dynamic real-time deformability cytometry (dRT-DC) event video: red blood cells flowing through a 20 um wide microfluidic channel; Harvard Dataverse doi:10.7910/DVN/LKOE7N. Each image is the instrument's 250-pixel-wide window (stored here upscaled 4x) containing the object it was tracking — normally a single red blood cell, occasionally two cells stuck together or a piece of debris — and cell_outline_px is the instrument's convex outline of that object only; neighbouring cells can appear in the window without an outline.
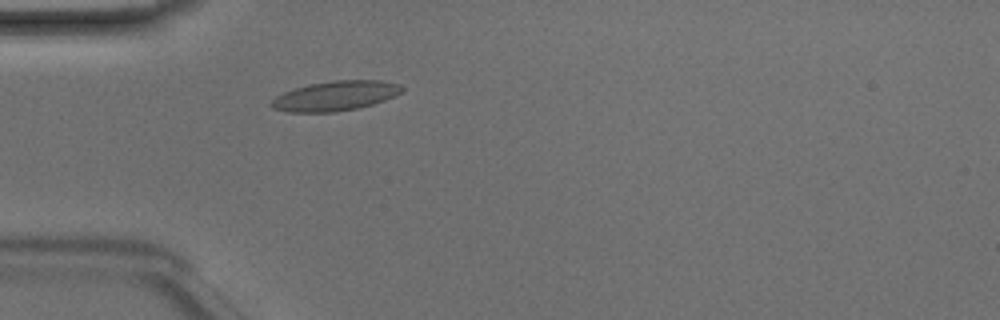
{"species": "Egyptian fruit bat (a non-hibernating species)", "species_latin": "Rousettus aegyptiacus", "temperature_condition": "room temperature", "stored_images_in_passage": 44, "camera_frame_rate_fps": 3000, "um_per_image_px": 0.085, "animal": {"sex": "male"}, "frame": {"image": 1, "passage_image": 10, "time_ms": 3.0, "image_size_px": [1000, 320], "cell_outline_px": [[404, 88], [400, 92], [384, 100], [372, 104], [356, 108], [336, 112], [288, 112], [272, 108], [268, 104], [276, 96], [284, 92], [308, 84], [336, 80], [380, 80], [400, 84]], "centroid_in_image_um": [28.47, 8.15], "position_along_channel_um": 56.5, "area_um2": 22.48}}
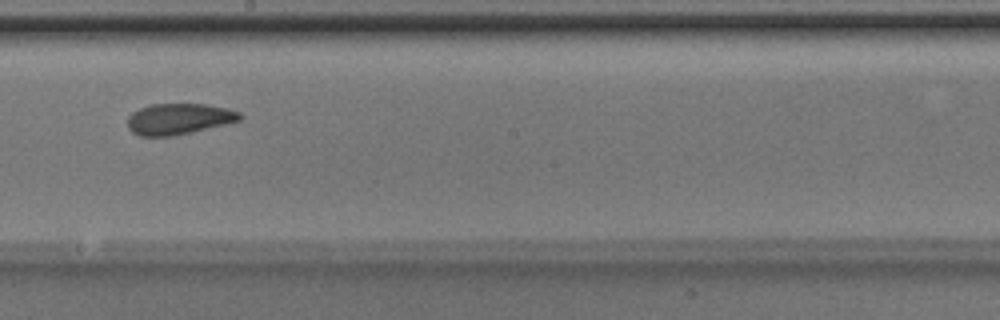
{"frame": {"image": 2, "passage_image": 23, "time_ms": 7.333, "image_size_px": [1000, 320], "cell_outline_px": [[244, 116], [240, 120], [192, 132], [172, 136], [140, 136], [132, 132], [128, 128], [128, 116], [132, 112], [140, 108], [152, 104], [204, 104], [224, 108], [240, 112]], "centroid_in_image_um": [15.17, 10.11], "position_along_channel_um": 233.0, "area_um2": 20.17}}
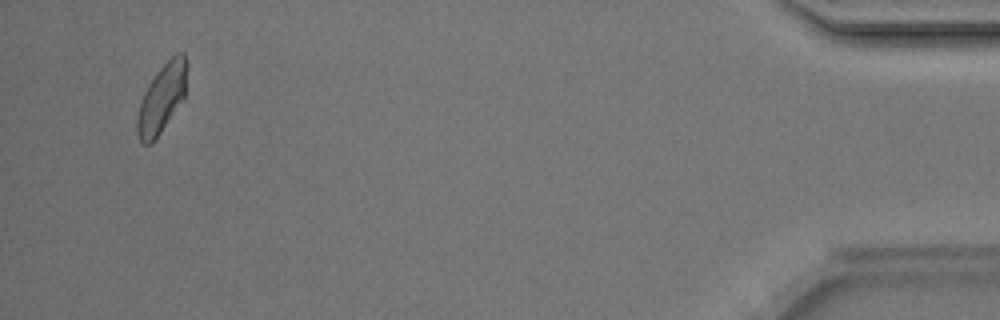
{"frame": {"image": 3, "passage_image": 42, "time_ms": 13.667, "image_size_px": [1000, 320], "cell_outline_px": [[188, 68], [184, 100], [152, 144], [144, 144], [140, 140], [136, 132], [136, 116], [144, 92], [148, 84], [156, 72], [176, 52], [184, 52], [188, 60]], "centroid_in_image_um": [13.78, 8.33], "position_along_channel_um": 421.4, "area_um2": 20.35}, "authors_computed_cell_mechanics": {"area_um2": 20.5479, "velocity_mm_per_s": 4.2061, "shape_relaxation_time_tau1_ms": 5.3189, "shape_relaxation_time_tau2_ms": 1.5254, "deformation_change_tau1": 0.1268, "deformation_change_tau2": 0.0606}}